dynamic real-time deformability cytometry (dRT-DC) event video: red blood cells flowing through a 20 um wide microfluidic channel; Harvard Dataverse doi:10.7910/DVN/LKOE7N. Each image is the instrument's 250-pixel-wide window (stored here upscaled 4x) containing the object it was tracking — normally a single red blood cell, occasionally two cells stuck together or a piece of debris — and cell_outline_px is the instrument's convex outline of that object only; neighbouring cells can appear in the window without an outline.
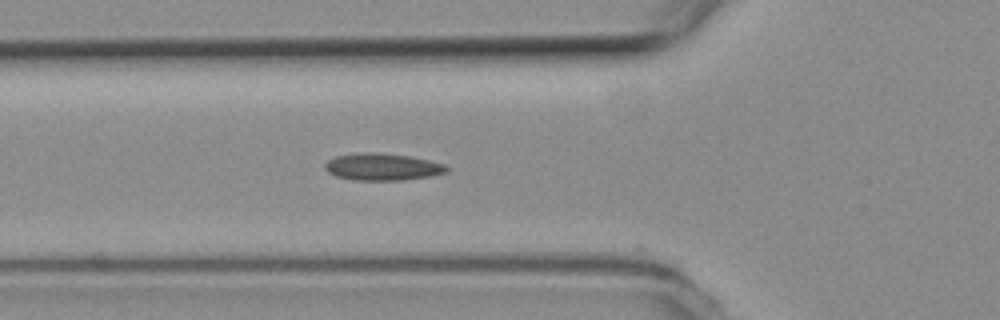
{"species": "common noctule bat (a hibernating species)", "species_latin": "Nyctalus noctula", "temperature_condition": "room temperature", "stored_images_in_passage": 37, "camera_frame_rate_fps": 3000, "um_per_image_px": 0.085, "animal": {"sex": "female", "body_mass_g": 19.3, "forearm_length_mm": 54.1}, "frame": {"image": 1, "passage_image": 3, "time_ms": 0.667, "image_size_px": [1000, 320], "cell_outline_px": [[448, 172], [432, 176], [404, 180], [356, 180], [336, 176], [328, 172], [324, 168], [324, 164], [328, 160], [336, 156], [360, 152], [372, 152], [408, 156], [428, 160], [444, 164], [448, 168]], "centroid_in_image_um": [32.5, 14.19], "position_along_channel_um": 93.3, "area_um2": 19.13}}
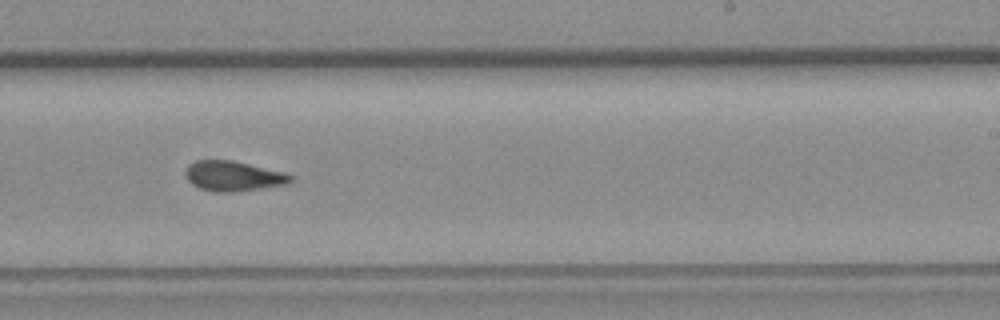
{"frame": {"image": 2, "passage_image": 17, "time_ms": 5.333, "image_size_px": [1000, 320], "cell_outline_px": [[292, 180], [288, 184], [232, 192], [216, 192], [200, 188], [192, 184], [188, 180], [184, 172], [188, 164], [196, 160], [232, 160], [284, 172], [292, 176]], "centroid_in_image_um": [19.8, 14.96], "position_along_channel_um": 269.2, "area_um2": 18.32}}
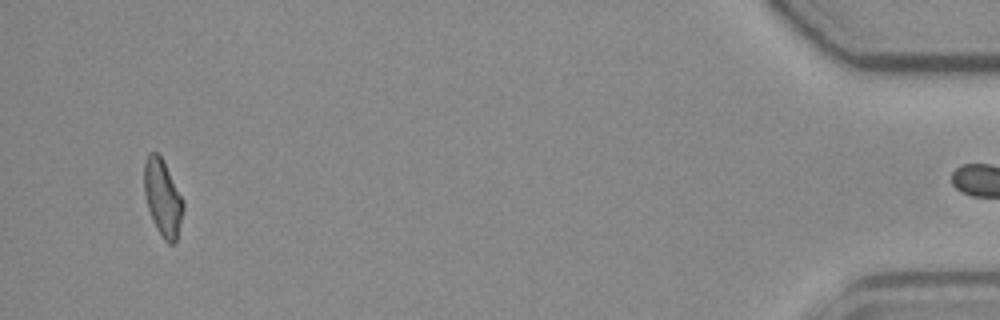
{"frame": {"image": 3, "passage_image": 36, "time_ms": 11.667, "image_size_px": [1000, 320], "cell_outline_px": [[184, 208], [176, 244], [168, 244], [164, 240], [156, 228], [152, 220], [148, 208], [144, 192], [144, 160], [148, 152], [156, 152], [160, 156], [184, 200]], "centroid_in_image_um": [13.83, 16.85], "position_along_channel_um": 421.4, "area_um2": 17.51}, "authors_computed_cell_mechanics": {"area_um2": 17.8602, "velocity_mm_per_s": 3.7658, "shape_relaxation_time_tau1_ms": null, "shape_relaxation_time_tau2_ms": 2.3834, "deformation_change_tau1": null, "deformation_change_tau2": 0.0784}}